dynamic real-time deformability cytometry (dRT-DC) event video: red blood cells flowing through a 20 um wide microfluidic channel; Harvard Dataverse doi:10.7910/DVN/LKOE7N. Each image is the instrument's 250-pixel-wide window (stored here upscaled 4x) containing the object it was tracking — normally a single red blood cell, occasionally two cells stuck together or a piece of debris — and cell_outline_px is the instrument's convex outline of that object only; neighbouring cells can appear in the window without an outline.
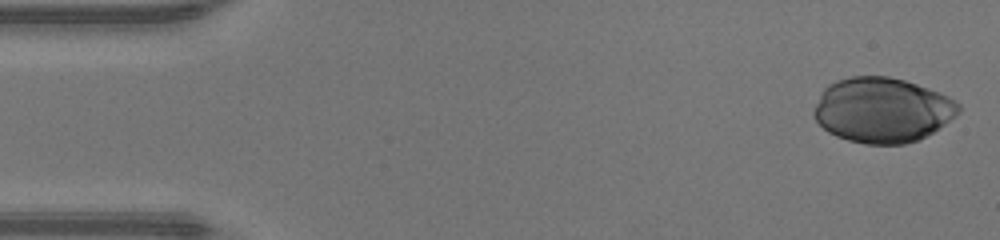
{"species": "human", "species_latin": "Homo sapiens", "temperature_condition": "warm", "stored_images_in_passage": 39, "camera_frame_rate_fps": 3000, "um_per_image_px": 0.085, "donor": {"sex": "male"}, "frame": {"image": 1, "passage_image": 1, "time_ms": 0.0, "image_size_px": [1000, 240], "cell_outline_px": [[960, 112], [956, 116], [932, 132], [916, 140], [904, 144], [864, 144], [848, 140], [836, 136], [828, 132], [816, 120], [812, 112], [824, 88], [828, 84], [836, 80], [852, 76], [888, 76], [904, 80], [940, 92], [956, 100], [960, 104]], "centroid_in_image_um": [74.99, 9.35], "position_along_channel_um": 10.0, "area_um2": 54.74}}
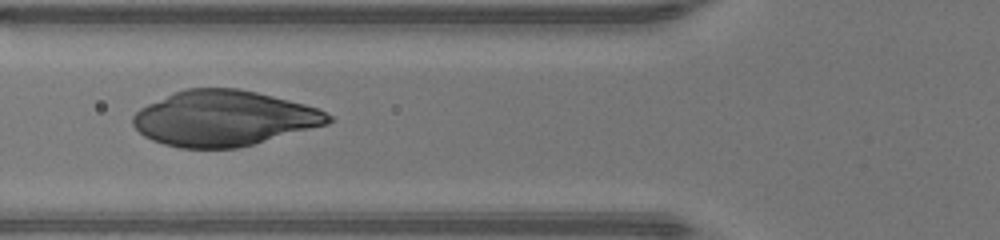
{"frame": {"image": 2, "passage_image": 17, "time_ms": 5.333, "image_size_px": [1000, 240], "cell_outline_px": [[336, 120], [328, 124], [252, 144], [236, 148], [180, 148], [164, 144], [152, 140], [144, 136], [132, 124], [132, 116], [140, 108], [148, 104], [176, 92], [188, 88], [236, 88], [256, 92], [304, 104], [316, 108], [332, 116]], "centroid_in_image_um": [19.02, 10.06], "position_along_channel_um": 106.8, "area_um2": 62.54}}
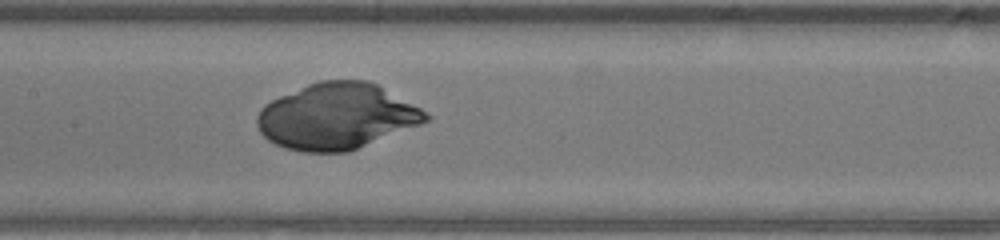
{"frame": {"image": 3, "passage_image": 22, "time_ms": 7.0, "image_size_px": [1000, 240], "cell_outline_px": [[432, 120], [348, 152], [304, 152], [284, 148], [268, 140], [260, 132], [256, 124], [256, 116], [260, 108], [264, 104], [280, 96], [308, 84], [320, 80], [368, 80], [376, 84], [420, 108], [432, 116]], "centroid_in_image_um": [28.61, 9.9], "position_along_channel_um": 178.8, "area_um2": 64.85}}